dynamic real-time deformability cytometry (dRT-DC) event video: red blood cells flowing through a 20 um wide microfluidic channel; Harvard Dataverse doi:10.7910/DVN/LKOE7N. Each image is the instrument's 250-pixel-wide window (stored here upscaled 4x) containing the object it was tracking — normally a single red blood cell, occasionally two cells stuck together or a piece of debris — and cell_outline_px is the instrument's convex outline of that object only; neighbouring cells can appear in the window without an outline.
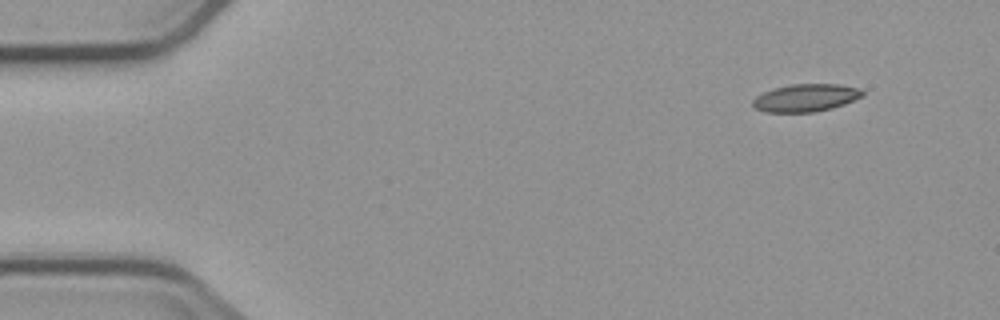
{"species": "common noctule bat (a hibernating species)", "species_latin": "Nyctalus noctula", "temperature_condition": "cold", "stored_images_in_passage": 5, "camera_frame_rate_fps": 3000, "um_per_image_px": 0.085, "animal": {"sex": "male", "body_mass_g": 23.1, "forearm_length_mm": 52.7}, "frame": {"image": 1, "passage_image": 1, "time_ms": 0.0, "image_size_px": [1000, 320], "cell_outline_px": [[864, 96], [844, 104], [832, 108], [816, 112], [764, 112], [756, 108], [752, 104], [752, 100], [756, 96], [764, 92], [776, 88], [792, 84], [840, 84], [860, 88], [864, 92]], "centroid_in_image_um": [68.52, 8.31], "position_along_channel_um": 16.5, "area_um2": 17.69}}
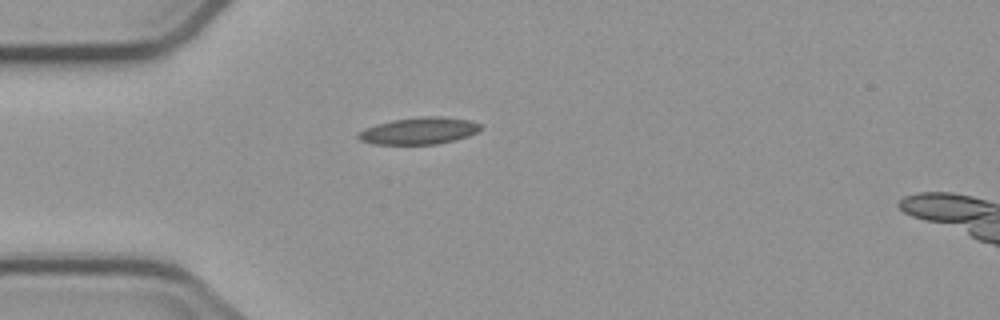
{"frame": {"image": 2, "passage_image": 4, "time_ms": 3.333, "image_size_px": [1000, 320], "cell_outline_px": [[480, 128], [476, 132], [468, 136], [436, 144], [376, 144], [360, 140], [356, 136], [364, 128], [376, 124], [392, 120], [420, 116], [440, 116], [472, 120], [480, 124]], "centroid_in_image_um": [35.61, 11.1], "position_along_channel_um": 49.4, "area_um2": 19.07}}